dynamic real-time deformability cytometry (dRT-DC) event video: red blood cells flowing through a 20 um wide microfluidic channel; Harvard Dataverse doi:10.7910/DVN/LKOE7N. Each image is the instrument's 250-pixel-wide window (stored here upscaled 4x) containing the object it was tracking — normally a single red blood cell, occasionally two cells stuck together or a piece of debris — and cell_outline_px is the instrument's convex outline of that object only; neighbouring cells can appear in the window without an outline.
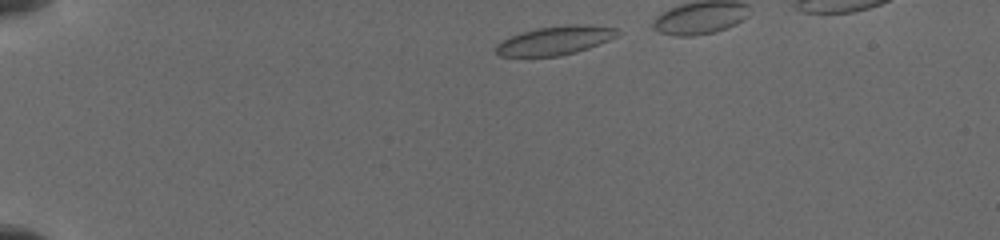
{"species": "common noctule bat (a hibernating species)", "species_latin": "Nyctalus noctula", "temperature_condition": "cold", "stored_images_in_passage": 16, "camera_frame_rate_fps": 3000, "um_per_image_px": 0.085, "animal": {"sex": "female", "body_mass_g": 19.5, "forearm_length_mm": 54.1}, "frame": {"image": 1, "passage_image": 3, "time_ms": 0.667, "image_size_px": [1000, 240], "cell_outline_px": [[620, 36], [588, 48], [576, 52], [560, 56], [500, 56], [496, 52], [496, 44], [520, 32], [536, 28], [568, 24], [588, 24], [616, 28], [620, 32]], "centroid_in_image_um": [47.24, 3.42], "position_along_channel_um": 37.8, "area_um2": 20.46}}
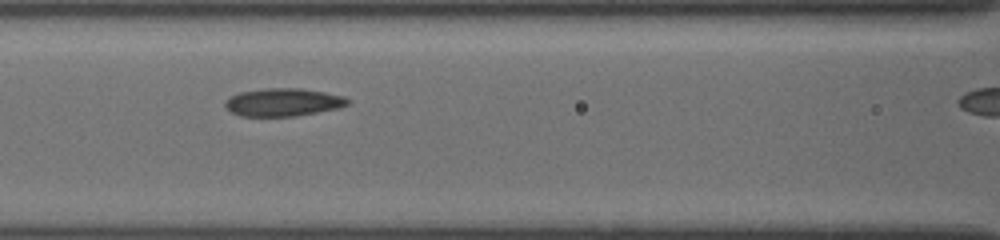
{"frame": {"image": 2, "passage_image": 12, "time_ms": 5.0, "image_size_px": [1000, 240], "cell_outline_px": [[352, 104], [340, 108], [296, 116], [240, 116], [232, 112], [224, 104], [232, 96], [240, 92], [264, 88], [300, 88], [324, 92], [344, 96], [352, 100]], "centroid_in_image_um": [24.16, 8.69], "position_along_channel_um": 142.4, "area_um2": 20.0}}